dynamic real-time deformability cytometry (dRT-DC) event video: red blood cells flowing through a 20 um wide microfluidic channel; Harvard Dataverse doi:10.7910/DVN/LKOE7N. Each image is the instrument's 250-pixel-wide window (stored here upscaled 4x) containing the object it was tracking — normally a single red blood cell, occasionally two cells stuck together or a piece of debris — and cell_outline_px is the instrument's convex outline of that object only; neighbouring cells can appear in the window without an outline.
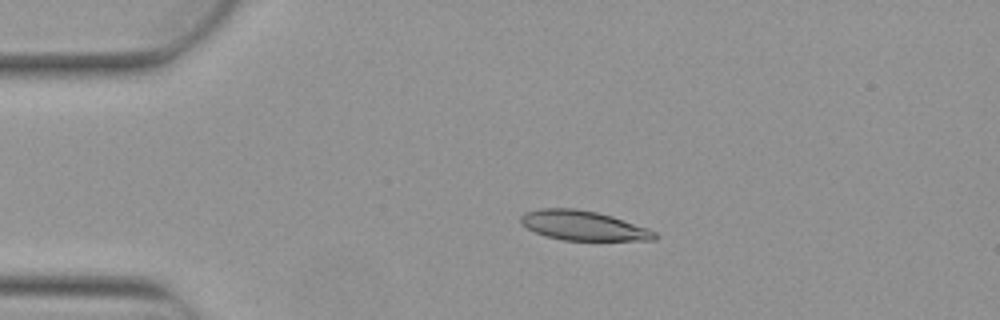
{"species": "Egyptian fruit bat (a non-hibernating species)", "species_latin": "Rousettus aegyptiacus", "temperature_condition": "warm", "stored_images_in_passage": 4, "camera_frame_rate_fps": 3000, "um_per_image_px": 0.085, "animal": {"sex": "female"}, "frame": {"image": 1, "passage_image": 3, "time_ms": 0.667, "image_size_px": [1000, 320], "cell_outline_px": [[656, 236], [652, 240], [564, 240], [544, 236], [520, 224], [520, 216], [524, 212], [540, 208], [576, 208], [596, 212], [612, 216], [648, 228], [656, 232]], "centroid_in_image_um": [49.53, 19.16], "position_along_channel_um": 35.5, "area_um2": 23.06}}